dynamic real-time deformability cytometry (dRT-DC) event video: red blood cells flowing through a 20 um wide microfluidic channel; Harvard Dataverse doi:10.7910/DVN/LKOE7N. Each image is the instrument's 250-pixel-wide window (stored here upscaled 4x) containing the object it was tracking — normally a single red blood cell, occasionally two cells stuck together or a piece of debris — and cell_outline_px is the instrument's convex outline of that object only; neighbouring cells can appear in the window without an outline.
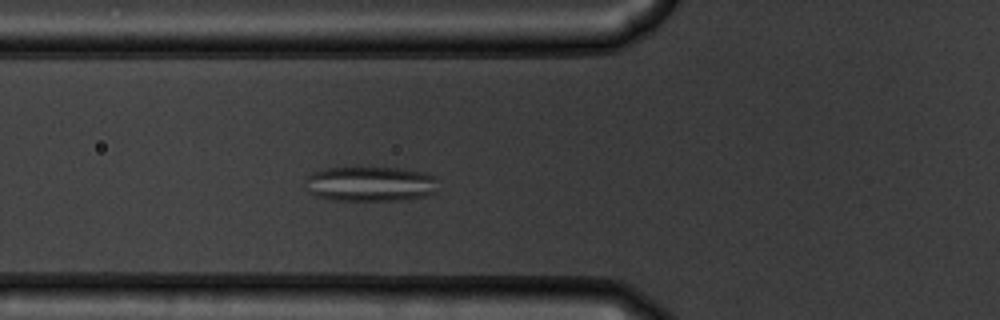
{"species": "common noctule bat (a hibernating species)", "species_latin": "Nyctalus noctula", "temperature_condition": "warm", "stored_images_in_passage": 43, "camera_frame_rate_fps": 3000, "um_per_image_px": 0.085, "animal": {"sex": "male", "body_mass_g": 19.5, "forearm_length_mm": 54.6}, "frame": {"image": 1, "passage_image": 13, "time_ms": 4.0, "image_size_px": [1000, 320], "cell_outline_px": [[436, 192], [424, 196], [400, 200], [332, 200], [316, 196], [312, 192], [308, 176], [312, 172], [328, 168], [400, 168], [424, 172], [436, 176]], "centroid_in_image_um": [31.56, 15.63], "position_along_channel_um": 94.2, "area_um2": 26.59}}
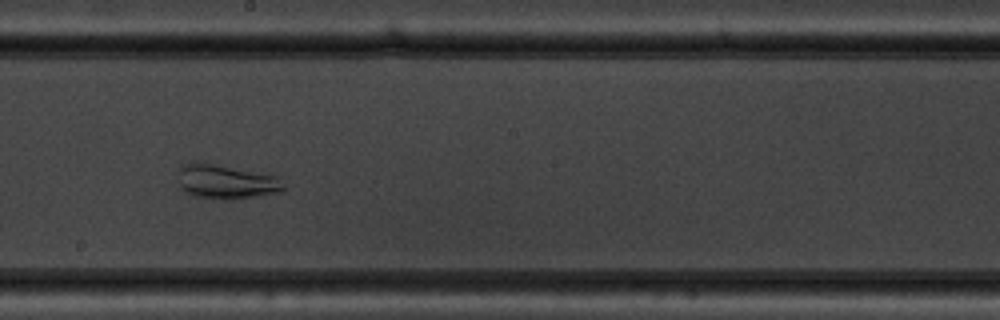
{"frame": {"image": 2, "passage_image": 24, "time_ms": 7.667, "image_size_px": [1000, 320], "cell_outline_px": [[284, 188], [280, 192], [228, 200], [196, 196], [180, 188], [180, 164], [188, 160], [196, 160], [276, 176], [284, 184]], "centroid_in_image_um": [19.16, 15.41], "position_along_channel_um": 229.0, "area_um2": 20.98}}
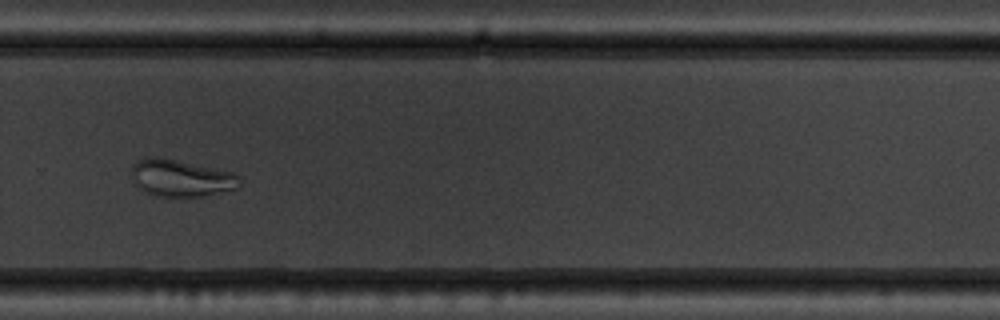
{"frame": {"image": 3, "passage_image": 31, "time_ms": 10.0, "image_size_px": [1000, 320], "cell_outline_px": [[244, 180], [236, 188], [204, 196], [156, 196], [140, 188], [136, 184], [132, 176], [132, 168], [140, 160], [148, 156], [160, 156], [236, 172]], "centroid_in_image_um": [15.46, 15.11], "position_along_channel_um": 314.3, "area_um2": 23.41}, "authors_computed_cell_mechanics": {"area_um2": 26.9348, "velocity_mm_per_s": 3.6895, "shape_relaxation_time_tau1_ms": 6.1302, "shape_relaxation_time_tau2_ms": null, "deformation_change_tau1": 0.1336, "deformation_change_tau2": null}}